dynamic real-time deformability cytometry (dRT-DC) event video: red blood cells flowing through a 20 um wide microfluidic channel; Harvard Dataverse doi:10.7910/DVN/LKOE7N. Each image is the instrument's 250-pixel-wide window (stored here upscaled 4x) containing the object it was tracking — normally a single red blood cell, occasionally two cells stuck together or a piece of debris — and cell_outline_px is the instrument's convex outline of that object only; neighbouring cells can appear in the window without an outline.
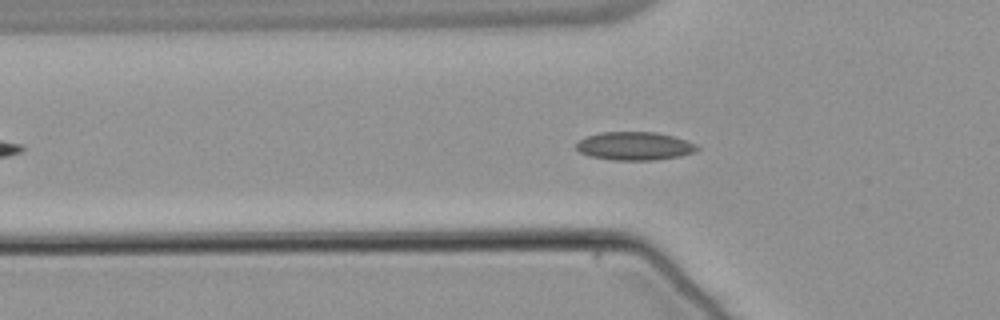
{"species": "common noctule bat (a hibernating species)", "species_latin": "Nyctalus noctula", "temperature_condition": "warm", "stored_images_in_passage": 55, "segment_of_instrument_passage": [1, 2], "camera_frame_rate_fps": 3000, "um_per_image_px": 0.085, "animal": {"sex": "male", "body_mass_g": 21.5, "forearm_length_mm": 52.0}, "frame": {"image": 1, "passage_image": 18, "time_ms": 5.667, "image_size_px": [1000, 320], "cell_outline_px": [[700, 148], [696, 152], [680, 156], [656, 160], [612, 160], [588, 156], [580, 152], [576, 148], [576, 144], [580, 140], [588, 136], [600, 132], [656, 132], [688, 140], [696, 144]], "centroid_in_image_um": [53.97, 12.42], "position_along_channel_um": 71.8, "area_um2": 20.06}}
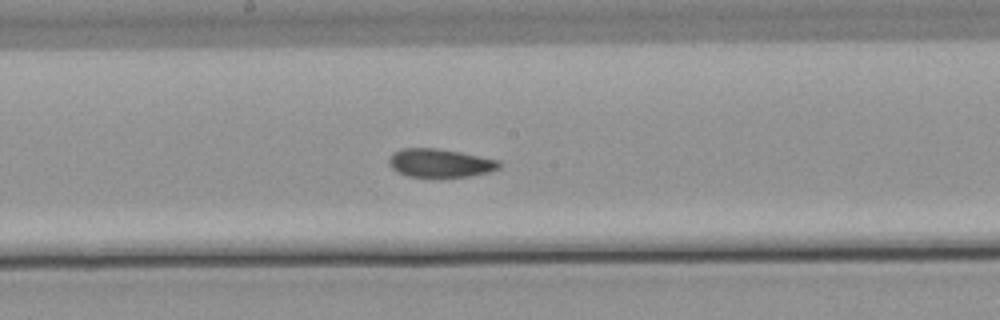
{"frame": {"image": 2, "passage_image": 29, "time_ms": 9.333, "image_size_px": [1000, 320], "cell_outline_px": [[504, 164], [500, 168], [488, 172], [472, 176], [408, 176], [396, 172], [388, 164], [388, 160], [392, 152], [400, 148], [436, 148], [460, 152], [500, 160]], "centroid_in_image_um": [37.41, 13.84], "position_along_channel_um": 210.8, "area_um2": 18.38}}
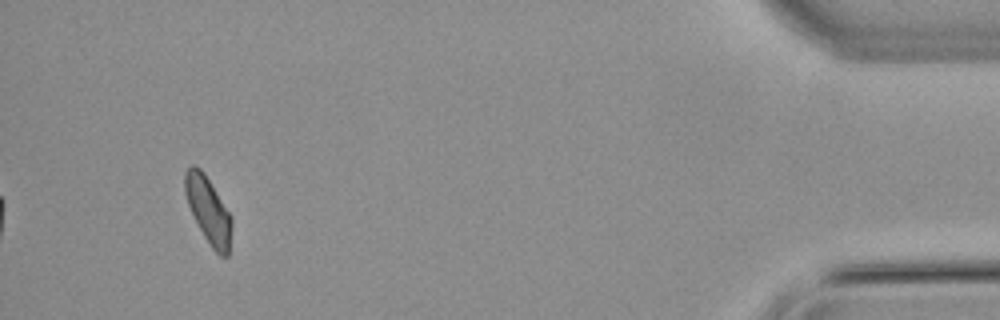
{"frame": {"image": 3, "passage_image": 51, "time_ms": 16.667, "image_size_px": [1000, 320], "cell_outline_px": [[232, 224], [228, 256], [220, 256], [212, 248], [204, 236], [188, 204], [184, 192], [184, 172], [192, 164], [196, 164], [204, 172], [232, 216]], "centroid_in_image_um": [17.71, 17.82], "position_along_channel_um": 417.5, "area_um2": 18.03}}